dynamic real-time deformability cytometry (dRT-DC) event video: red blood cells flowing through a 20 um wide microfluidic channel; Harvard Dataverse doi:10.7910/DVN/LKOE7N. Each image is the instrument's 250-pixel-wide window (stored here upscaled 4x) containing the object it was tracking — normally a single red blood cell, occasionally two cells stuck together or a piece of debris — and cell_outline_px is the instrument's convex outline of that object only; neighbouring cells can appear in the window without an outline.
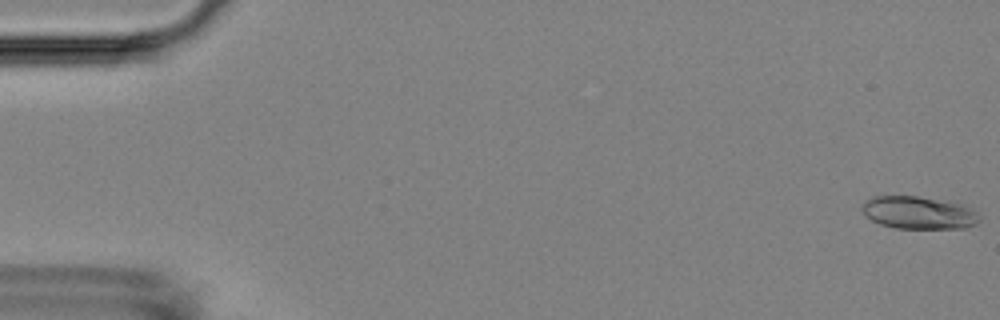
{"species": "Egyptian fruit bat (a non-hibernating species)", "species_latin": "Rousettus aegyptiacus", "temperature_condition": "room temperature", "stored_images_in_passage": 8, "camera_frame_rate_fps": 3000, "um_per_image_px": 0.085, "animal": {"sex": "female"}, "frame": {"image": 1, "passage_image": 1, "time_ms": 0.0, "image_size_px": [1000, 320], "cell_outline_px": [[980, 220], [976, 224], [964, 228], [896, 228], [880, 224], [872, 220], [864, 212], [864, 200], [872, 196], [916, 196], [964, 204], [972, 208], [980, 216]], "centroid_in_image_um": [78.13, 18.07], "position_along_channel_um": 6.9, "area_um2": 22.2}}
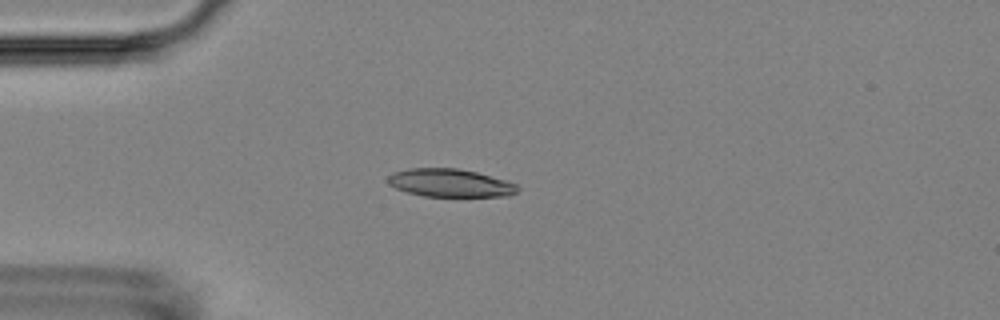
{"frame": {"image": 2, "passage_image": 5, "time_ms": 4.667, "image_size_px": [1000, 320], "cell_outline_px": [[520, 188], [516, 192], [508, 196], [424, 196], [408, 192], [396, 188], [388, 184], [388, 176], [392, 172], [408, 168], [456, 168], [476, 172], [508, 180], [516, 184]], "centroid_in_image_um": [38.27, 15.54], "position_along_channel_um": 46.7, "area_um2": 21.21}}
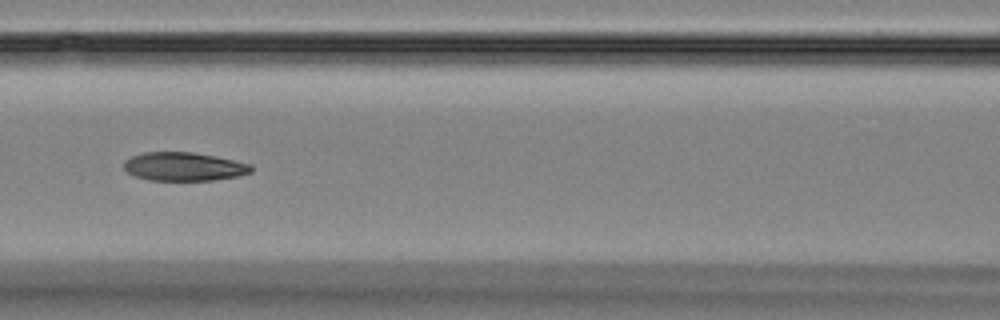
{"frame": {"image": 3, "passage_image": 8, "time_ms": 8.0, "image_size_px": [1000, 320], "cell_outline_px": [[252, 172], [240, 176], [212, 180], [148, 180], [136, 176], [128, 172], [124, 168], [124, 160], [132, 156], [144, 152], [192, 152], [216, 156], [252, 164]], "centroid_in_image_um": [15.66, 14.15], "position_along_channel_um": 150.9, "area_um2": 21.21}}